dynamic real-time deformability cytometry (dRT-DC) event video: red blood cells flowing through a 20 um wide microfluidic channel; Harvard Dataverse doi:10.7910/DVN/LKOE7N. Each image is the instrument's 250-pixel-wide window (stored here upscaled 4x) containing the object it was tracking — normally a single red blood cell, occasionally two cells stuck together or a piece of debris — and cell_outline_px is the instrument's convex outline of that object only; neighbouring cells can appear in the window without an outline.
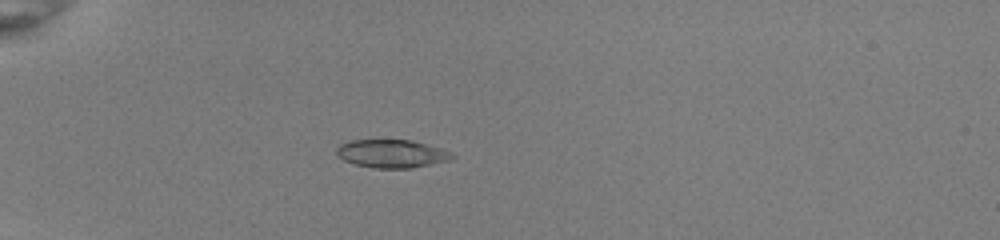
{"species": "common noctule bat (a hibernating species)", "species_latin": "Nyctalus noctula", "temperature_condition": "room temperature", "stored_images_in_passage": 39, "camera_frame_rate_fps": 3000, "um_per_image_px": 0.085, "animal": {"sex": "female", "body_mass_g": 22.0, "forearm_length_mm": 56.7}, "frame": {"image": 1, "passage_image": 4, "time_ms": 1.0, "image_size_px": [1000, 240], "cell_outline_px": [[456, 156], [452, 160], [412, 168], [372, 168], [356, 164], [344, 160], [336, 152], [336, 148], [340, 144], [348, 140], [412, 140], [440, 148], [452, 152]], "centroid_in_image_um": [33.33, 13.06], "position_along_channel_um": 51.7, "area_um2": 19.02}}
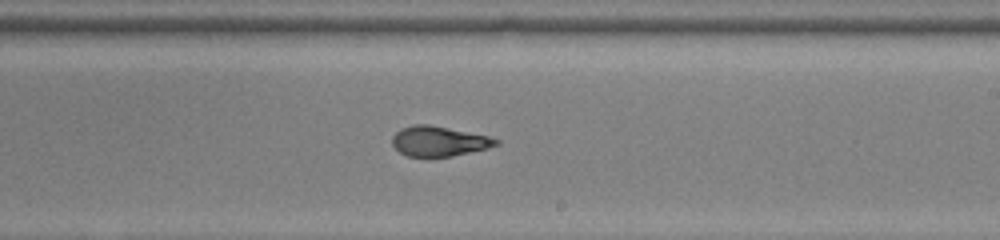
{"frame": {"image": 2, "passage_image": 21, "time_ms": 6.667, "image_size_px": [1000, 240], "cell_outline_px": [[500, 144], [488, 148], [452, 156], [428, 160], [408, 156], [400, 152], [392, 144], [392, 136], [400, 128], [412, 124], [428, 124], [488, 136], [500, 140]], "centroid_in_image_um": [37.27, 12.04], "position_along_channel_um": 251.7, "area_um2": 18.67}}
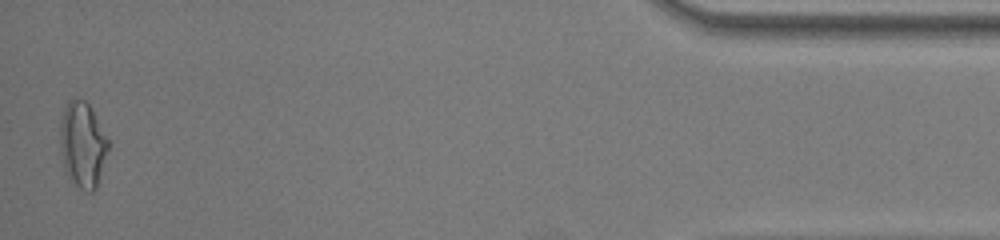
{"frame": {"image": 3, "passage_image": 39, "time_ms": 12.667, "image_size_px": [1000, 240], "cell_outline_px": [[108, 148], [96, 188], [92, 192], [88, 192], [80, 188], [68, 176], [64, 168], [60, 148], [60, 120], [64, 108], [68, 100], [72, 96], [76, 96], [84, 100], [88, 104], [108, 140]], "centroid_in_image_um": [6.98, 12.25], "position_along_channel_um": 428.2, "area_um2": 23.76}, "authors_computed_cell_mechanics": {"area_um2": 18.9006, "velocity_mm_per_s": 4.0292, "shape_relaxation_time_tau1_ms": 10.563, "shape_relaxation_time_tau2_ms": 1.4711, "deformation_change_tau1": 0.3603, "deformation_change_tau2": 0.0835}}